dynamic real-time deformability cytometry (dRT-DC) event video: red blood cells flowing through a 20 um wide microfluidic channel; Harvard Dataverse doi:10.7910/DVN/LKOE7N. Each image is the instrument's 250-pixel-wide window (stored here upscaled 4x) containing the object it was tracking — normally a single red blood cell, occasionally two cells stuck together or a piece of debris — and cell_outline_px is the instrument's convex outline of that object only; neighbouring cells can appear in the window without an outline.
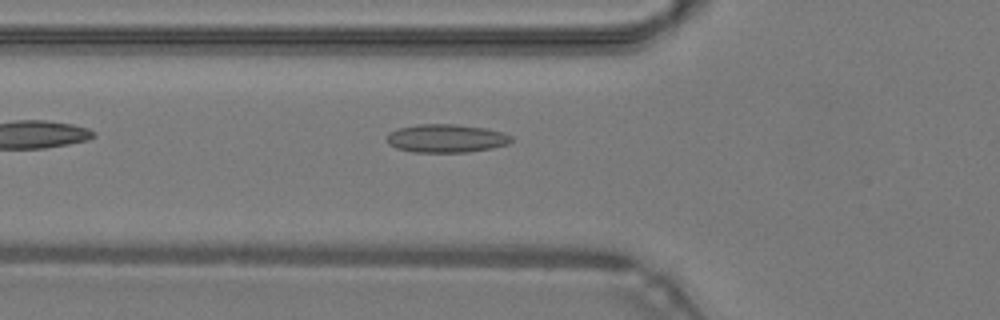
{"species": "common noctule bat (a hibernating species)", "species_latin": "Nyctalus noctula", "temperature_condition": "warm", "stored_images_in_passage": 33, "camera_frame_rate_fps": 3000, "um_per_image_px": 0.085, "animal": {"sex": "male", "body_mass_g": 19.2, "forearm_length_mm": 51.8}, "frame": {"image": 1, "passage_image": 2, "time_ms": 0.333, "image_size_px": [1000, 320], "cell_outline_px": [[512, 140], [508, 144], [492, 148], [468, 152], [412, 152], [396, 148], [388, 144], [388, 136], [396, 128], [416, 124], [456, 124], [484, 128], [504, 132], [512, 136]], "centroid_in_image_um": [37.94, 11.76], "position_along_channel_um": 87.9, "area_um2": 20.58}}
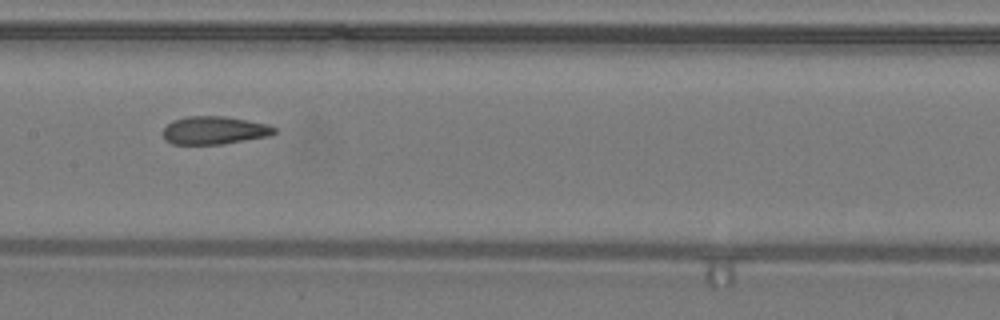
{"frame": {"image": 2, "passage_image": 9, "time_ms": 2.667, "image_size_px": [1000, 320], "cell_outline_px": [[276, 132], [268, 136], [224, 144], [172, 144], [164, 140], [164, 128], [172, 120], [188, 116], [224, 116], [268, 124], [276, 128]], "centroid_in_image_um": [18.21, 11.08], "position_along_channel_um": 189.2, "area_um2": 18.15}}
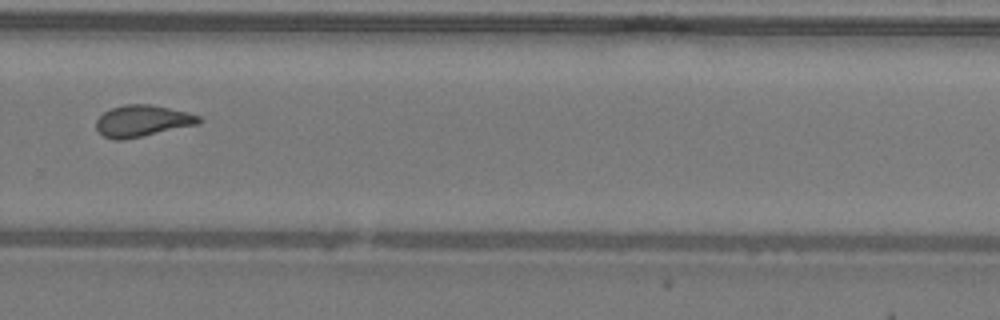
{"frame": {"image": 3, "passage_image": 18, "time_ms": 5.667, "image_size_px": [1000, 320], "cell_outline_px": [[204, 120], [200, 124], [124, 140], [116, 140], [104, 136], [96, 128], [96, 120], [104, 112], [112, 108], [124, 104], [152, 104], [188, 112], [200, 116]], "centroid_in_image_um": [12.14, 10.27], "position_along_channel_um": 317.7, "area_um2": 19.02}}